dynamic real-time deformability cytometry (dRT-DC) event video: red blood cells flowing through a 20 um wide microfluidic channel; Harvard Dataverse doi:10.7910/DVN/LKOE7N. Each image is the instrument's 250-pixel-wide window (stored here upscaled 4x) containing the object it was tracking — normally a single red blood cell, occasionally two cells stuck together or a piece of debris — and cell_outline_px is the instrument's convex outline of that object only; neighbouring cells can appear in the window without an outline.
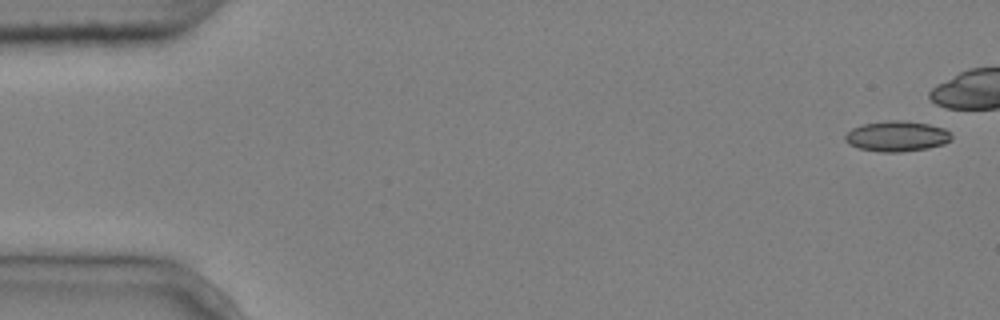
{"species": "common noctule bat (a hibernating species)", "species_latin": "Nyctalus noctula", "temperature_condition": "cold", "stored_images_in_passage": 8, "camera_frame_rate_fps": 3000, "um_per_image_px": 0.085, "animal": {"sex": "male", "body_mass_g": 20.4}, "frame": {"image": 1, "passage_image": 1, "time_ms": 0.0, "image_size_px": [1000, 320], "cell_outline_px": [[952, 140], [944, 144], [928, 148], [900, 152], [880, 152], [860, 148], [848, 144], [844, 140], [844, 136], [852, 128], [860, 124], [888, 120], [908, 120], [928, 124], [944, 128], [952, 136]], "centroid_in_image_um": [76.22, 11.57], "position_along_channel_um": 8.8, "area_um2": 19.07}}
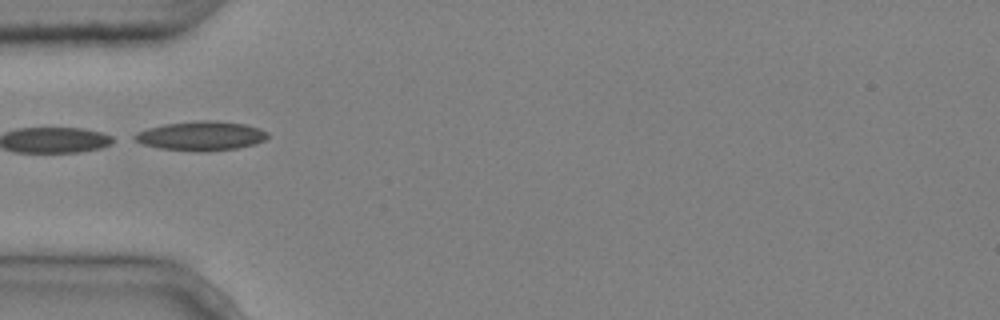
{"frame": {"image": 2, "passage_image": 6, "time_ms": 1.667, "image_size_px": [1000, 320], "cell_outline_px": [[268, 136], [264, 140], [256, 144], [236, 148], [204, 152], [196, 152], [160, 148], [144, 144], [128, 136], [136, 132], [148, 128], [164, 124], [200, 120], [216, 120], [244, 124], [260, 128], [268, 132]], "centroid_in_image_um": [17.08, 11.55], "position_along_channel_um": 67.9, "area_um2": 22.89}}